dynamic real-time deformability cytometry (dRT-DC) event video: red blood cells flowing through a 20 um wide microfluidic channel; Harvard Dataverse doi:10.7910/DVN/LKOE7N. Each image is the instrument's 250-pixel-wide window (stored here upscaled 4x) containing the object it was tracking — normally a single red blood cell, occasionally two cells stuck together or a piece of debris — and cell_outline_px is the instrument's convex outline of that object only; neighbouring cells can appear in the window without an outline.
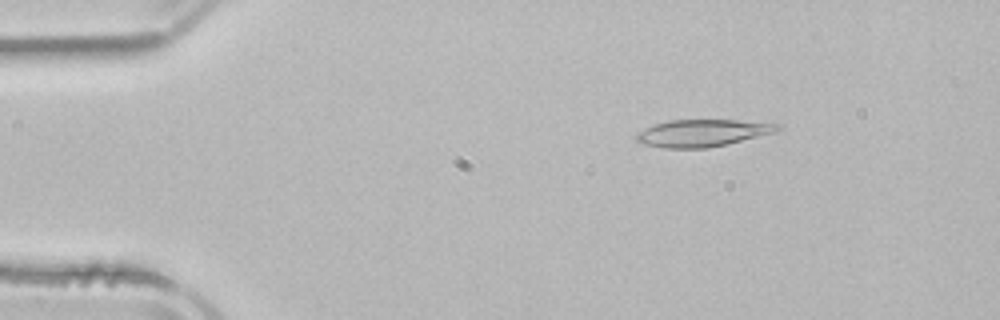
{"species": "common noctule bat (a hibernating species)", "species_latin": "Nyctalus noctula", "temperature_condition": "room temperature", "stored_images_in_passage": 4, "camera_frame_rate_fps": 3000, "um_per_image_px": 0.085, "animal": {"sex": "male", "body_mass_g": 21.5, "forearm_length_mm": 52.0}, "frame": {"image": 1, "passage_image": 2, "time_ms": 1.333, "image_size_px": [1000, 320], "cell_outline_px": [[780, 128], [776, 132], [708, 148], [664, 148], [640, 144], [636, 140], [636, 136], [644, 128], [656, 124], [672, 120], [736, 120], [780, 124]], "centroid_in_image_um": [59.68, 11.31], "position_along_channel_um": 25.3, "area_um2": 22.08}}